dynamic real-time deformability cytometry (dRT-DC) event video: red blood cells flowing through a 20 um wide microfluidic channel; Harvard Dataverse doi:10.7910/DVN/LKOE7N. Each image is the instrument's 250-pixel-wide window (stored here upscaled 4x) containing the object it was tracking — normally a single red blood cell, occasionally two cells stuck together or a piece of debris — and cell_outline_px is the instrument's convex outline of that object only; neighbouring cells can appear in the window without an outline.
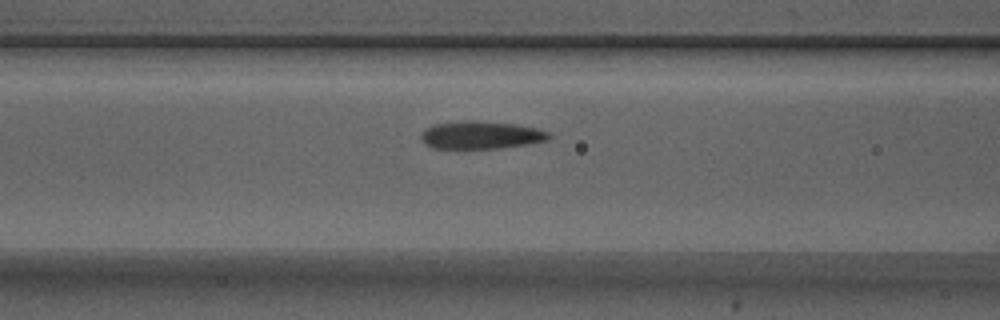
{"species": "Egyptian fruit bat (a non-hibernating species)", "species_latin": "Rousettus aegyptiacus", "temperature_condition": "warm", "stored_images_in_passage": 30, "camera_frame_rate_fps": 3000, "um_per_image_px": 0.085, "animal": {"sex": "male"}, "frame": {"image": 1, "passage_image": 8, "time_ms": 2.333, "image_size_px": [1000, 320], "cell_outline_px": [[552, 136], [548, 140], [528, 144], [500, 148], [432, 148], [424, 144], [420, 140], [420, 132], [424, 128], [432, 124], [468, 120], [472, 120], [512, 124], [536, 128], [552, 132]], "centroid_in_image_um": [40.84, 11.48], "position_along_channel_um": 125.8, "area_um2": 20.92}}
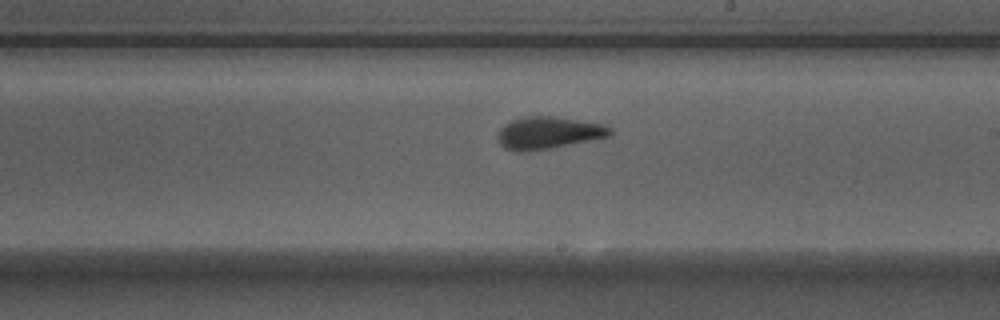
{"frame": {"image": 2, "passage_image": 17, "time_ms": 5.333, "image_size_px": [1000, 320], "cell_outline_px": [[612, 136], [552, 148], [528, 152], [516, 152], [504, 148], [500, 144], [496, 136], [500, 128], [504, 124], [520, 116], [552, 116], [604, 124], [612, 128]], "centroid_in_image_um": [46.59, 11.3], "position_along_channel_um": 242.4, "area_um2": 21.5}}
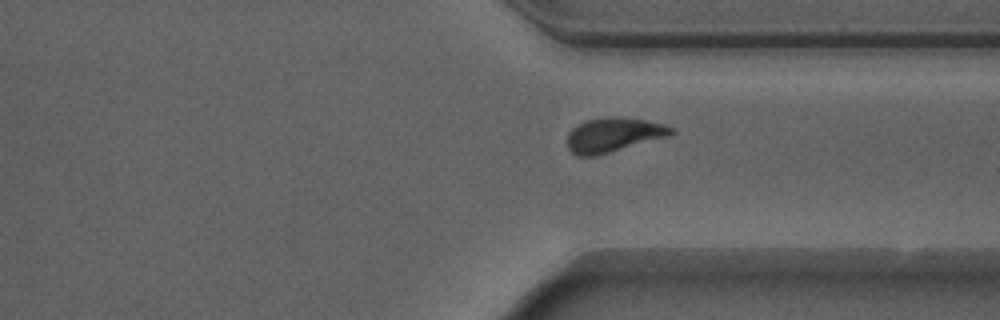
{"frame": {"image": 3, "passage_image": 26, "time_ms": 8.333, "image_size_px": [1000, 320], "cell_outline_px": [[676, 132], [672, 136], [596, 156], [576, 156], [568, 148], [568, 132], [572, 128], [584, 120], [608, 116], [620, 116], [648, 120], [664, 124], [672, 128]], "centroid_in_image_um": [52.18, 11.45], "position_along_channel_um": 359.2, "area_um2": 21.33}}